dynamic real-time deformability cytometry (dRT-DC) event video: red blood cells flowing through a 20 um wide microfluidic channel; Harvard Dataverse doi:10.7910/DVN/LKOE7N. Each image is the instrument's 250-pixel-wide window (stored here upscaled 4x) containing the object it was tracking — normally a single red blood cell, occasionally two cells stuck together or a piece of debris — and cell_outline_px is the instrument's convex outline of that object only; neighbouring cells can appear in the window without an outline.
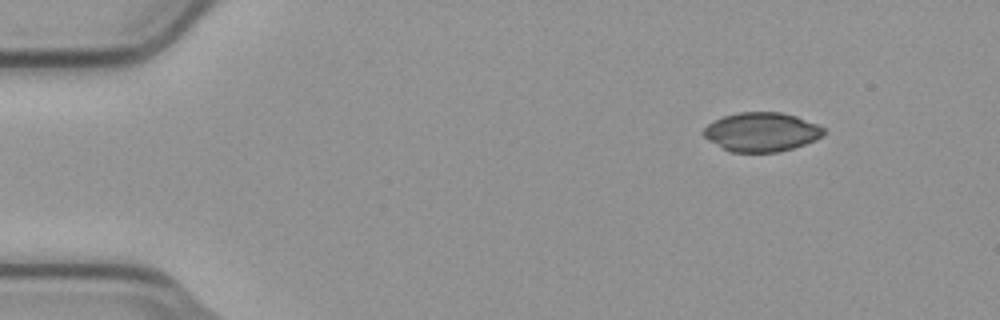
{"species": "common noctule bat (a hibernating species)", "species_latin": "Nyctalus noctula", "temperature_condition": "cold", "stored_images_in_passage": 49, "camera_frame_rate_fps": 3000, "um_per_image_px": 0.085, "animal": {"sex": "male", "body_mass_g": 23.1, "forearm_length_mm": 52.7}, "frame": {"image": 1, "passage_image": 1, "time_ms": 0.0, "image_size_px": [1000, 320], "cell_outline_px": [[824, 132], [816, 140], [792, 148], [776, 152], [732, 152], [708, 140], [700, 132], [708, 124], [724, 116], [740, 112], [780, 112], [796, 116], [816, 124], [824, 128]], "centroid_in_image_um": [64.71, 11.21], "position_along_channel_um": 20.3, "area_um2": 27.05}}
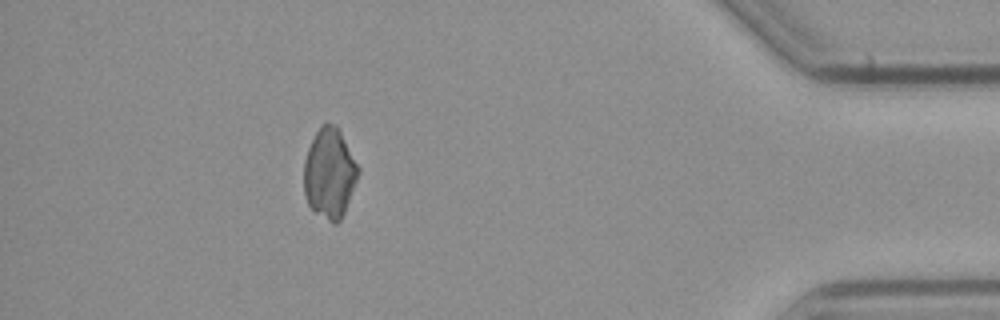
{"frame": {"image": 2, "passage_image": 43, "time_ms": 14.0, "image_size_px": [1000, 320], "cell_outline_px": [[360, 172], [344, 212], [340, 220], [336, 224], [332, 224], [316, 212], [308, 204], [304, 192], [304, 160], [308, 148], [316, 132], [324, 124], [336, 124], [360, 168]], "centroid_in_image_um": [28.01, 14.74], "position_along_channel_um": 407.2, "area_um2": 28.26}}